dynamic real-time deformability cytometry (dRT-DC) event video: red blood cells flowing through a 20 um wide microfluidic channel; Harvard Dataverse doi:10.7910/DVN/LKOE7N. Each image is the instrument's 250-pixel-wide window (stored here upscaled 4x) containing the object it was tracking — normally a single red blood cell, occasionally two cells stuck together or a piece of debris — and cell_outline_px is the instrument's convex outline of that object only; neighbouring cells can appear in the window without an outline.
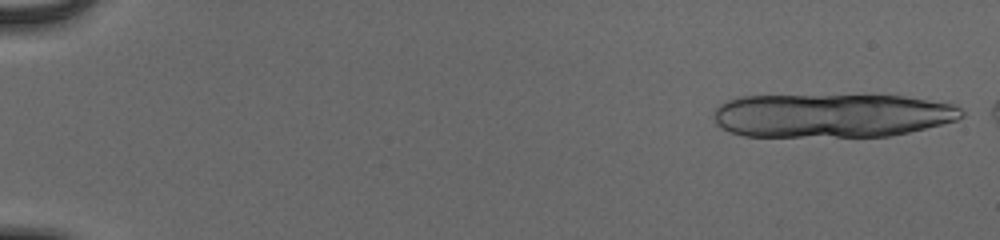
{"species": "human", "species_latin": "Homo sapiens", "temperature_condition": "cold", "stored_images_in_passage": 21, "camera_frame_rate_fps": 3000, "um_per_image_px": 0.085, "donor": {"sex": "male"}, "frame": {"image": 1, "passage_image": 2, "time_ms": 0.333, "image_size_px": [1000, 240], "cell_outline_px": [[964, 116], [956, 120], [908, 132], [888, 136], [744, 136], [720, 128], [716, 124], [716, 108], [720, 104], [728, 100], [744, 96], [900, 96], [952, 104], [960, 108], [964, 112]], "centroid_in_image_um": [70.69, 9.82], "position_along_channel_um": 14.3, "area_um2": 62.54}}